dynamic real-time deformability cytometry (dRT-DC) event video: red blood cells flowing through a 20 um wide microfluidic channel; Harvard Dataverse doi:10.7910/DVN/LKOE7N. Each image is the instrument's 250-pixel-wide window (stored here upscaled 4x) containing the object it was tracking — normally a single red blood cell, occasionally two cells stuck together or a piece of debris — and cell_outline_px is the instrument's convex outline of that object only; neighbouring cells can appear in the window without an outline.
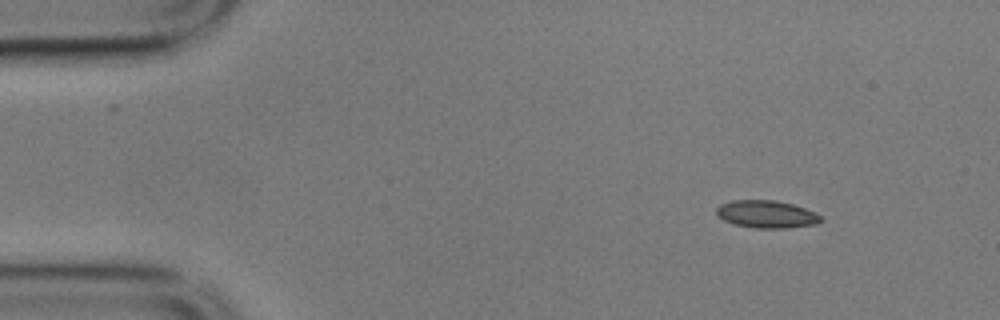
{"species": "common noctule bat (a hibernating species)", "species_latin": "Nyctalus noctula", "temperature_condition": "cold", "stored_images_in_passage": 51, "camera_frame_rate_fps": 3000, "um_per_image_px": 0.085, "animal": {"sex": "male", "body_mass_g": 17.9}, "frame": {"image": 1, "passage_image": 1, "time_ms": 0.0, "image_size_px": [1000, 320], "cell_outline_px": [[824, 220], [816, 224], [784, 228], [756, 228], [732, 224], [724, 220], [716, 212], [716, 208], [720, 204], [732, 200], [776, 200], [792, 204], [816, 212]], "centroid_in_image_um": [65.16, 18.2], "position_along_channel_um": 19.8, "area_um2": 16.76}}
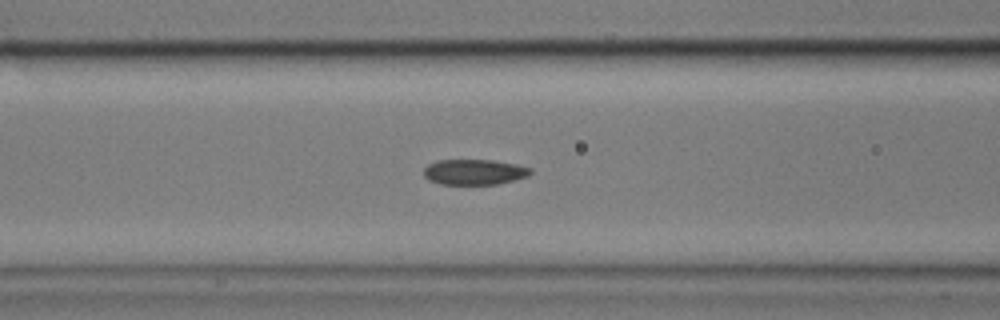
{"frame": {"image": 2, "passage_image": 17, "time_ms": 5.333, "image_size_px": [1000, 320], "cell_outline_px": [[532, 172], [528, 176], [496, 184], [440, 184], [428, 180], [424, 176], [424, 168], [428, 164], [436, 160], [492, 160], [516, 164], [532, 168]], "centroid_in_image_um": [40.29, 14.61], "position_along_channel_um": 126.3, "area_um2": 15.84}}
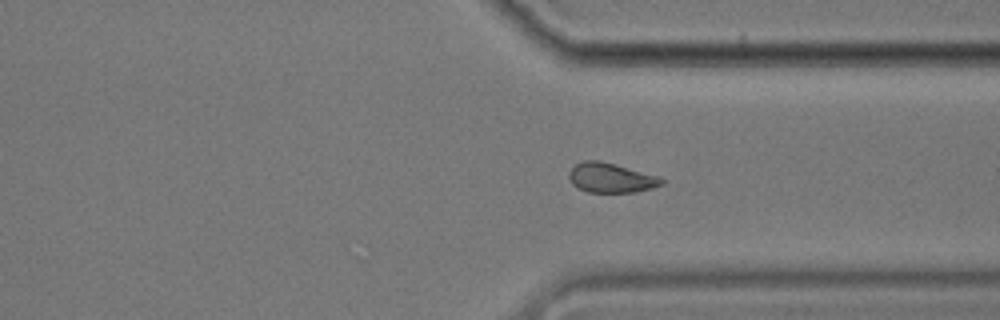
{"frame": {"image": 3, "passage_image": 37, "time_ms": 12.0, "image_size_px": [1000, 320], "cell_outline_px": [[664, 184], [652, 188], [636, 192], [588, 192], [572, 184], [568, 176], [568, 172], [576, 164], [584, 160], [600, 160], [660, 176], [664, 180]], "centroid_in_image_um": [51.95, 15.11], "position_along_channel_um": 359.5, "area_um2": 16.07}, "authors_computed_cell_mechanics": {"area_um2": 16.473, "velocity_mm_per_s": 3.4919, "shape_relaxation_time_tau1_ms": 5.9268, "shape_relaxation_time_tau2_ms": 2.7716, "deformation_change_tau1": 0.1314, "deformation_change_tau2": 0.0733}}